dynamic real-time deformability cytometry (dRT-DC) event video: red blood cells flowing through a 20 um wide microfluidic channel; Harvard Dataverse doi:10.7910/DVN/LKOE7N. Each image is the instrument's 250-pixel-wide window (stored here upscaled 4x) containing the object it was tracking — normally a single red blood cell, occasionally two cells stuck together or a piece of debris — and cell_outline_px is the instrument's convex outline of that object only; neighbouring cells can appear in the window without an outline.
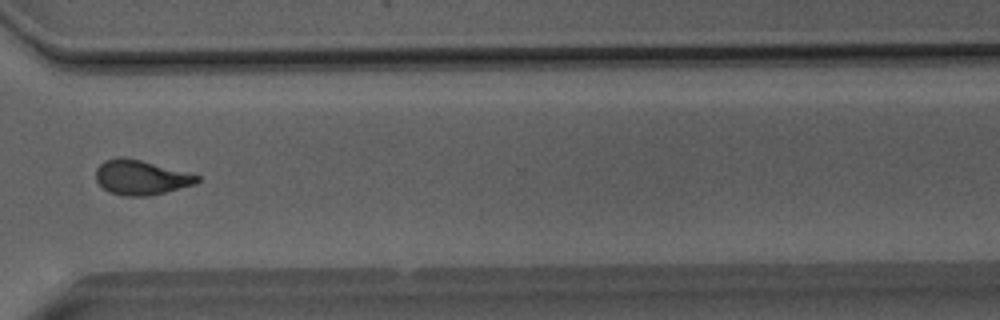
{"species": "Egyptian fruit bat (a non-hibernating species)", "species_latin": "Rousettus aegyptiacus", "temperature_condition": "room temperature", "stored_images_in_passage": 43, "camera_frame_rate_fps": 3000, "um_per_image_px": 0.085, "animal": {"sex": "male"}, "frame": {"image": 1, "passage_image": 37, "time_ms": 12.0, "image_size_px": [1000, 320], "cell_outline_px": [[200, 180], [196, 184], [148, 196], [124, 196], [108, 192], [96, 180], [96, 168], [104, 160], [116, 156], [124, 156], [140, 160], [200, 176]], "centroid_in_image_um": [11.94, 15.08], "position_along_channel_um": 358.7, "area_um2": 20.4}}